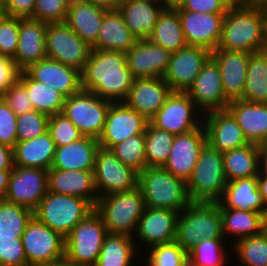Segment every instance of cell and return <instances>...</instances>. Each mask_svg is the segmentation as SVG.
Masks as SVG:
<instances>
[{
  "label": "cell",
  "instance_id": "1",
  "mask_svg": "<svg viewBox=\"0 0 267 266\" xmlns=\"http://www.w3.org/2000/svg\"><path fill=\"white\" fill-rule=\"evenodd\" d=\"M81 75V90L112 102H123L134 77L123 52L92 49Z\"/></svg>",
  "mask_w": 267,
  "mask_h": 266
},
{
  "label": "cell",
  "instance_id": "2",
  "mask_svg": "<svg viewBox=\"0 0 267 266\" xmlns=\"http://www.w3.org/2000/svg\"><path fill=\"white\" fill-rule=\"evenodd\" d=\"M266 42L263 5L230 6L222 25L218 49L259 52Z\"/></svg>",
  "mask_w": 267,
  "mask_h": 266
},
{
  "label": "cell",
  "instance_id": "3",
  "mask_svg": "<svg viewBox=\"0 0 267 266\" xmlns=\"http://www.w3.org/2000/svg\"><path fill=\"white\" fill-rule=\"evenodd\" d=\"M138 187L145 206L149 208L169 209L180 213L192 203L186 182L163 167H146L138 173Z\"/></svg>",
  "mask_w": 267,
  "mask_h": 266
},
{
  "label": "cell",
  "instance_id": "4",
  "mask_svg": "<svg viewBox=\"0 0 267 266\" xmlns=\"http://www.w3.org/2000/svg\"><path fill=\"white\" fill-rule=\"evenodd\" d=\"M222 219L217 202H192L177 219L176 238L187 253L204 239H224Z\"/></svg>",
  "mask_w": 267,
  "mask_h": 266
},
{
  "label": "cell",
  "instance_id": "5",
  "mask_svg": "<svg viewBox=\"0 0 267 266\" xmlns=\"http://www.w3.org/2000/svg\"><path fill=\"white\" fill-rule=\"evenodd\" d=\"M145 208L142 192L136 187L130 191L99 197L94 211L102 218L109 234L133 237Z\"/></svg>",
  "mask_w": 267,
  "mask_h": 266
},
{
  "label": "cell",
  "instance_id": "6",
  "mask_svg": "<svg viewBox=\"0 0 267 266\" xmlns=\"http://www.w3.org/2000/svg\"><path fill=\"white\" fill-rule=\"evenodd\" d=\"M92 211L94 207L87 200L48 191L33 211V216L66 238Z\"/></svg>",
  "mask_w": 267,
  "mask_h": 266
},
{
  "label": "cell",
  "instance_id": "7",
  "mask_svg": "<svg viewBox=\"0 0 267 266\" xmlns=\"http://www.w3.org/2000/svg\"><path fill=\"white\" fill-rule=\"evenodd\" d=\"M226 183L222 152L206 143L186 183L189 198L192 202H217Z\"/></svg>",
  "mask_w": 267,
  "mask_h": 266
},
{
  "label": "cell",
  "instance_id": "8",
  "mask_svg": "<svg viewBox=\"0 0 267 266\" xmlns=\"http://www.w3.org/2000/svg\"><path fill=\"white\" fill-rule=\"evenodd\" d=\"M108 234L102 218L92 211L65 238V256L77 266H95Z\"/></svg>",
  "mask_w": 267,
  "mask_h": 266
},
{
  "label": "cell",
  "instance_id": "9",
  "mask_svg": "<svg viewBox=\"0 0 267 266\" xmlns=\"http://www.w3.org/2000/svg\"><path fill=\"white\" fill-rule=\"evenodd\" d=\"M112 101L80 90L65 99L62 113L84 135L98 139L104 129Z\"/></svg>",
  "mask_w": 267,
  "mask_h": 266
},
{
  "label": "cell",
  "instance_id": "10",
  "mask_svg": "<svg viewBox=\"0 0 267 266\" xmlns=\"http://www.w3.org/2000/svg\"><path fill=\"white\" fill-rule=\"evenodd\" d=\"M47 58L83 71L92 48L64 22L48 23L46 30Z\"/></svg>",
  "mask_w": 267,
  "mask_h": 266
},
{
  "label": "cell",
  "instance_id": "11",
  "mask_svg": "<svg viewBox=\"0 0 267 266\" xmlns=\"http://www.w3.org/2000/svg\"><path fill=\"white\" fill-rule=\"evenodd\" d=\"M93 171L98 197L138 187V172L123 164L110 149L96 150Z\"/></svg>",
  "mask_w": 267,
  "mask_h": 266
},
{
  "label": "cell",
  "instance_id": "12",
  "mask_svg": "<svg viewBox=\"0 0 267 266\" xmlns=\"http://www.w3.org/2000/svg\"><path fill=\"white\" fill-rule=\"evenodd\" d=\"M199 111L185 92H172L165 104L149 119V123L176 136L195 130L203 124Z\"/></svg>",
  "mask_w": 267,
  "mask_h": 266
},
{
  "label": "cell",
  "instance_id": "13",
  "mask_svg": "<svg viewBox=\"0 0 267 266\" xmlns=\"http://www.w3.org/2000/svg\"><path fill=\"white\" fill-rule=\"evenodd\" d=\"M47 192L46 169L14 166L3 199L34 211Z\"/></svg>",
  "mask_w": 267,
  "mask_h": 266
},
{
  "label": "cell",
  "instance_id": "14",
  "mask_svg": "<svg viewBox=\"0 0 267 266\" xmlns=\"http://www.w3.org/2000/svg\"><path fill=\"white\" fill-rule=\"evenodd\" d=\"M28 266L50 262L65 255V238L34 216L21 237Z\"/></svg>",
  "mask_w": 267,
  "mask_h": 266
},
{
  "label": "cell",
  "instance_id": "15",
  "mask_svg": "<svg viewBox=\"0 0 267 266\" xmlns=\"http://www.w3.org/2000/svg\"><path fill=\"white\" fill-rule=\"evenodd\" d=\"M149 120L124 102H112L107 113L105 125L98 138L99 147L110 149L131 136L143 134Z\"/></svg>",
  "mask_w": 267,
  "mask_h": 266
},
{
  "label": "cell",
  "instance_id": "16",
  "mask_svg": "<svg viewBox=\"0 0 267 266\" xmlns=\"http://www.w3.org/2000/svg\"><path fill=\"white\" fill-rule=\"evenodd\" d=\"M179 15L187 46H200L214 51L222 36L226 13H202L174 8Z\"/></svg>",
  "mask_w": 267,
  "mask_h": 266
},
{
  "label": "cell",
  "instance_id": "17",
  "mask_svg": "<svg viewBox=\"0 0 267 266\" xmlns=\"http://www.w3.org/2000/svg\"><path fill=\"white\" fill-rule=\"evenodd\" d=\"M212 52L200 46H185L171 53L163 79L173 92H186L201 72Z\"/></svg>",
  "mask_w": 267,
  "mask_h": 266
},
{
  "label": "cell",
  "instance_id": "18",
  "mask_svg": "<svg viewBox=\"0 0 267 266\" xmlns=\"http://www.w3.org/2000/svg\"><path fill=\"white\" fill-rule=\"evenodd\" d=\"M206 143L203 124L195 130L176 135L163 168L187 183Z\"/></svg>",
  "mask_w": 267,
  "mask_h": 266
},
{
  "label": "cell",
  "instance_id": "19",
  "mask_svg": "<svg viewBox=\"0 0 267 266\" xmlns=\"http://www.w3.org/2000/svg\"><path fill=\"white\" fill-rule=\"evenodd\" d=\"M185 93L201 110V115L204 111L207 113L214 110H224L229 103L223 91L220 69L212 57L207 60Z\"/></svg>",
  "mask_w": 267,
  "mask_h": 266
},
{
  "label": "cell",
  "instance_id": "20",
  "mask_svg": "<svg viewBox=\"0 0 267 266\" xmlns=\"http://www.w3.org/2000/svg\"><path fill=\"white\" fill-rule=\"evenodd\" d=\"M203 114L202 118L206 117L202 121L205 122L203 126L207 143L219 152L223 153L249 144L242 128L227 109Z\"/></svg>",
  "mask_w": 267,
  "mask_h": 266
},
{
  "label": "cell",
  "instance_id": "21",
  "mask_svg": "<svg viewBox=\"0 0 267 266\" xmlns=\"http://www.w3.org/2000/svg\"><path fill=\"white\" fill-rule=\"evenodd\" d=\"M126 55L127 67L134 78L163 77L171 53L149 39L137 40Z\"/></svg>",
  "mask_w": 267,
  "mask_h": 266
},
{
  "label": "cell",
  "instance_id": "22",
  "mask_svg": "<svg viewBox=\"0 0 267 266\" xmlns=\"http://www.w3.org/2000/svg\"><path fill=\"white\" fill-rule=\"evenodd\" d=\"M246 51L215 49L211 57L216 61L220 72L225 98L230 102L243 98L249 57Z\"/></svg>",
  "mask_w": 267,
  "mask_h": 266
},
{
  "label": "cell",
  "instance_id": "23",
  "mask_svg": "<svg viewBox=\"0 0 267 266\" xmlns=\"http://www.w3.org/2000/svg\"><path fill=\"white\" fill-rule=\"evenodd\" d=\"M48 23L33 18H19L18 47L12 58L20 71L47 58L46 30Z\"/></svg>",
  "mask_w": 267,
  "mask_h": 266
},
{
  "label": "cell",
  "instance_id": "24",
  "mask_svg": "<svg viewBox=\"0 0 267 266\" xmlns=\"http://www.w3.org/2000/svg\"><path fill=\"white\" fill-rule=\"evenodd\" d=\"M172 92L162 77L135 78L123 102L149 120L165 104Z\"/></svg>",
  "mask_w": 267,
  "mask_h": 266
},
{
  "label": "cell",
  "instance_id": "25",
  "mask_svg": "<svg viewBox=\"0 0 267 266\" xmlns=\"http://www.w3.org/2000/svg\"><path fill=\"white\" fill-rule=\"evenodd\" d=\"M179 212L146 207L138 221L136 235L150 247L175 242Z\"/></svg>",
  "mask_w": 267,
  "mask_h": 266
},
{
  "label": "cell",
  "instance_id": "26",
  "mask_svg": "<svg viewBox=\"0 0 267 266\" xmlns=\"http://www.w3.org/2000/svg\"><path fill=\"white\" fill-rule=\"evenodd\" d=\"M48 191L51 193L77 196L95 207L98 193L95 187L93 170H62L50 168Z\"/></svg>",
  "mask_w": 267,
  "mask_h": 266
},
{
  "label": "cell",
  "instance_id": "27",
  "mask_svg": "<svg viewBox=\"0 0 267 266\" xmlns=\"http://www.w3.org/2000/svg\"><path fill=\"white\" fill-rule=\"evenodd\" d=\"M35 81L45 83L61 92L66 98L81 90V75L76 69L45 58L25 70Z\"/></svg>",
  "mask_w": 267,
  "mask_h": 266
},
{
  "label": "cell",
  "instance_id": "28",
  "mask_svg": "<svg viewBox=\"0 0 267 266\" xmlns=\"http://www.w3.org/2000/svg\"><path fill=\"white\" fill-rule=\"evenodd\" d=\"M226 109L232 114L249 143L267 144V103L243 99L230 101Z\"/></svg>",
  "mask_w": 267,
  "mask_h": 266
},
{
  "label": "cell",
  "instance_id": "29",
  "mask_svg": "<svg viewBox=\"0 0 267 266\" xmlns=\"http://www.w3.org/2000/svg\"><path fill=\"white\" fill-rule=\"evenodd\" d=\"M165 7L161 2L149 0H122L118 7L125 24L137 40L149 39L159 15Z\"/></svg>",
  "mask_w": 267,
  "mask_h": 266
},
{
  "label": "cell",
  "instance_id": "30",
  "mask_svg": "<svg viewBox=\"0 0 267 266\" xmlns=\"http://www.w3.org/2000/svg\"><path fill=\"white\" fill-rule=\"evenodd\" d=\"M217 203L220 209L256 211L267 218V207L258 189L257 176L227 182Z\"/></svg>",
  "mask_w": 267,
  "mask_h": 266
},
{
  "label": "cell",
  "instance_id": "31",
  "mask_svg": "<svg viewBox=\"0 0 267 266\" xmlns=\"http://www.w3.org/2000/svg\"><path fill=\"white\" fill-rule=\"evenodd\" d=\"M137 38L131 33L118 10H108L101 23L94 50H106L126 53L136 43Z\"/></svg>",
  "mask_w": 267,
  "mask_h": 266
},
{
  "label": "cell",
  "instance_id": "32",
  "mask_svg": "<svg viewBox=\"0 0 267 266\" xmlns=\"http://www.w3.org/2000/svg\"><path fill=\"white\" fill-rule=\"evenodd\" d=\"M56 151L49 132L34 139L18 141L13 147V164L18 167L50 169Z\"/></svg>",
  "mask_w": 267,
  "mask_h": 266
},
{
  "label": "cell",
  "instance_id": "33",
  "mask_svg": "<svg viewBox=\"0 0 267 266\" xmlns=\"http://www.w3.org/2000/svg\"><path fill=\"white\" fill-rule=\"evenodd\" d=\"M98 139L84 136L78 141L56 147L52 167L62 170H94Z\"/></svg>",
  "mask_w": 267,
  "mask_h": 266
},
{
  "label": "cell",
  "instance_id": "34",
  "mask_svg": "<svg viewBox=\"0 0 267 266\" xmlns=\"http://www.w3.org/2000/svg\"><path fill=\"white\" fill-rule=\"evenodd\" d=\"M108 9L83 2L68 8L65 22L90 47L98 38L103 17Z\"/></svg>",
  "mask_w": 267,
  "mask_h": 266
},
{
  "label": "cell",
  "instance_id": "35",
  "mask_svg": "<svg viewBox=\"0 0 267 266\" xmlns=\"http://www.w3.org/2000/svg\"><path fill=\"white\" fill-rule=\"evenodd\" d=\"M226 181L259 175L260 146L249 143L222 153Z\"/></svg>",
  "mask_w": 267,
  "mask_h": 266
},
{
  "label": "cell",
  "instance_id": "36",
  "mask_svg": "<svg viewBox=\"0 0 267 266\" xmlns=\"http://www.w3.org/2000/svg\"><path fill=\"white\" fill-rule=\"evenodd\" d=\"M220 212L223 235L237 237L235 242L260 234L267 228V218L262 213L238 209H220Z\"/></svg>",
  "mask_w": 267,
  "mask_h": 266
},
{
  "label": "cell",
  "instance_id": "37",
  "mask_svg": "<svg viewBox=\"0 0 267 266\" xmlns=\"http://www.w3.org/2000/svg\"><path fill=\"white\" fill-rule=\"evenodd\" d=\"M18 80L25 86L35 111L47 116L62 113L66 97L61 92L35 81L25 70L20 71Z\"/></svg>",
  "mask_w": 267,
  "mask_h": 266
},
{
  "label": "cell",
  "instance_id": "38",
  "mask_svg": "<svg viewBox=\"0 0 267 266\" xmlns=\"http://www.w3.org/2000/svg\"><path fill=\"white\" fill-rule=\"evenodd\" d=\"M149 40L170 53H175L187 46L178 12L165 8L159 15Z\"/></svg>",
  "mask_w": 267,
  "mask_h": 266
},
{
  "label": "cell",
  "instance_id": "39",
  "mask_svg": "<svg viewBox=\"0 0 267 266\" xmlns=\"http://www.w3.org/2000/svg\"><path fill=\"white\" fill-rule=\"evenodd\" d=\"M133 239L127 235L108 234L95 266H132L137 251Z\"/></svg>",
  "mask_w": 267,
  "mask_h": 266
},
{
  "label": "cell",
  "instance_id": "40",
  "mask_svg": "<svg viewBox=\"0 0 267 266\" xmlns=\"http://www.w3.org/2000/svg\"><path fill=\"white\" fill-rule=\"evenodd\" d=\"M243 100L267 103V65L257 52L249 57Z\"/></svg>",
  "mask_w": 267,
  "mask_h": 266
},
{
  "label": "cell",
  "instance_id": "41",
  "mask_svg": "<svg viewBox=\"0 0 267 266\" xmlns=\"http://www.w3.org/2000/svg\"><path fill=\"white\" fill-rule=\"evenodd\" d=\"M175 135L148 123L145 131L147 167H163L171 152Z\"/></svg>",
  "mask_w": 267,
  "mask_h": 266
},
{
  "label": "cell",
  "instance_id": "42",
  "mask_svg": "<svg viewBox=\"0 0 267 266\" xmlns=\"http://www.w3.org/2000/svg\"><path fill=\"white\" fill-rule=\"evenodd\" d=\"M32 217V210L1 199L0 237L21 238Z\"/></svg>",
  "mask_w": 267,
  "mask_h": 266
},
{
  "label": "cell",
  "instance_id": "43",
  "mask_svg": "<svg viewBox=\"0 0 267 266\" xmlns=\"http://www.w3.org/2000/svg\"><path fill=\"white\" fill-rule=\"evenodd\" d=\"M234 251L243 266H267V228L260 234L237 240Z\"/></svg>",
  "mask_w": 267,
  "mask_h": 266
},
{
  "label": "cell",
  "instance_id": "44",
  "mask_svg": "<svg viewBox=\"0 0 267 266\" xmlns=\"http://www.w3.org/2000/svg\"><path fill=\"white\" fill-rule=\"evenodd\" d=\"M110 150L125 165L140 173L147 167L145 157V133L127 138L113 145Z\"/></svg>",
  "mask_w": 267,
  "mask_h": 266
},
{
  "label": "cell",
  "instance_id": "45",
  "mask_svg": "<svg viewBox=\"0 0 267 266\" xmlns=\"http://www.w3.org/2000/svg\"><path fill=\"white\" fill-rule=\"evenodd\" d=\"M221 243L222 239L199 241L188 252V257L196 266H224L226 254Z\"/></svg>",
  "mask_w": 267,
  "mask_h": 266
},
{
  "label": "cell",
  "instance_id": "46",
  "mask_svg": "<svg viewBox=\"0 0 267 266\" xmlns=\"http://www.w3.org/2000/svg\"><path fill=\"white\" fill-rule=\"evenodd\" d=\"M47 131L56 147L68 145L84 137L63 113L49 116Z\"/></svg>",
  "mask_w": 267,
  "mask_h": 266
},
{
  "label": "cell",
  "instance_id": "47",
  "mask_svg": "<svg viewBox=\"0 0 267 266\" xmlns=\"http://www.w3.org/2000/svg\"><path fill=\"white\" fill-rule=\"evenodd\" d=\"M49 116L29 111L17 116V142L34 139L47 132Z\"/></svg>",
  "mask_w": 267,
  "mask_h": 266
},
{
  "label": "cell",
  "instance_id": "48",
  "mask_svg": "<svg viewBox=\"0 0 267 266\" xmlns=\"http://www.w3.org/2000/svg\"><path fill=\"white\" fill-rule=\"evenodd\" d=\"M148 266H180L188 253L176 242L151 247Z\"/></svg>",
  "mask_w": 267,
  "mask_h": 266
},
{
  "label": "cell",
  "instance_id": "49",
  "mask_svg": "<svg viewBox=\"0 0 267 266\" xmlns=\"http://www.w3.org/2000/svg\"><path fill=\"white\" fill-rule=\"evenodd\" d=\"M0 266H28L21 238L0 237Z\"/></svg>",
  "mask_w": 267,
  "mask_h": 266
},
{
  "label": "cell",
  "instance_id": "50",
  "mask_svg": "<svg viewBox=\"0 0 267 266\" xmlns=\"http://www.w3.org/2000/svg\"><path fill=\"white\" fill-rule=\"evenodd\" d=\"M19 18L6 16L0 23V55L13 58L18 47Z\"/></svg>",
  "mask_w": 267,
  "mask_h": 266
},
{
  "label": "cell",
  "instance_id": "51",
  "mask_svg": "<svg viewBox=\"0 0 267 266\" xmlns=\"http://www.w3.org/2000/svg\"><path fill=\"white\" fill-rule=\"evenodd\" d=\"M67 10L63 0H36L33 19L46 23L64 22Z\"/></svg>",
  "mask_w": 267,
  "mask_h": 266
},
{
  "label": "cell",
  "instance_id": "52",
  "mask_svg": "<svg viewBox=\"0 0 267 266\" xmlns=\"http://www.w3.org/2000/svg\"><path fill=\"white\" fill-rule=\"evenodd\" d=\"M11 110L18 116L34 111L25 86L17 79L1 96Z\"/></svg>",
  "mask_w": 267,
  "mask_h": 266
},
{
  "label": "cell",
  "instance_id": "53",
  "mask_svg": "<svg viewBox=\"0 0 267 266\" xmlns=\"http://www.w3.org/2000/svg\"><path fill=\"white\" fill-rule=\"evenodd\" d=\"M17 142V115L0 97V143L11 148Z\"/></svg>",
  "mask_w": 267,
  "mask_h": 266
},
{
  "label": "cell",
  "instance_id": "54",
  "mask_svg": "<svg viewBox=\"0 0 267 266\" xmlns=\"http://www.w3.org/2000/svg\"><path fill=\"white\" fill-rule=\"evenodd\" d=\"M183 10L202 13H227L230 5L226 0H184Z\"/></svg>",
  "mask_w": 267,
  "mask_h": 266
},
{
  "label": "cell",
  "instance_id": "55",
  "mask_svg": "<svg viewBox=\"0 0 267 266\" xmlns=\"http://www.w3.org/2000/svg\"><path fill=\"white\" fill-rule=\"evenodd\" d=\"M19 73L12 58L0 55V97L18 79Z\"/></svg>",
  "mask_w": 267,
  "mask_h": 266
},
{
  "label": "cell",
  "instance_id": "56",
  "mask_svg": "<svg viewBox=\"0 0 267 266\" xmlns=\"http://www.w3.org/2000/svg\"><path fill=\"white\" fill-rule=\"evenodd\" d=\"M9 16L33 18L36 0H1Z\"/></svg>",
  "mask_w": 267,
  "mask_h": 266
},
{
  "label": "cell",
  "instance_id": "57",
  "mask_svg": "<svg viewBox=\"0 0 267 266\" xmlns=\"http://www.w3.org/2000/svg\"><path fill=\"white\" fill-rule=\"evenodd\" d=\"M13 167V148L0 143V170H12Z\"/></svg>",
  "mask_w": 267,
  "mask_h": 266
},
{
  "label": "cell",
  "instance_id": "58",
  "mask_svg": "<svg viewBox=\"0 0 267 266\" xmlns=\"http://www.w3.org/2000/svg\"><path fill=\"white\" fill-rule=\"evenodd\" d=\"M86 2L104 7L108 10H117L122 0H86Z\"/></svg>",
  "mask_w": 267,
  "mask_h": 266
},
{
  "label": "cell",
  "instance_id": "59",
  "mask_svg": "<svg viewBox=\"0 0 267 266\" xmlns=\"http://www.w3.org/2000/svg\"><path fill=\"white\" fill-rule=\"evenodd\" d=\"M10 174L11 170H0V200L3 199L6 194Z\"/></svg>",
  "mask_w": 267,
  "mask_h": 266
},
{
  "label": "cell",
  "instance_id": "60",
  "mask_svg": "<svg viewBox=\"0 0 267 266\" xmlns=\"http://www.w3.org/2000/svg\"><path fill=\"white\" fill-rule=\"evenodd\" d=\"M257 185L264 204L267 207V175H263L259 172V175L257 176Z\"/></svg>",
  "mask_w": 267,
  "mask_h": 266
},
{
  "label": "cell",
  "instance_id": "61",
  "mask_svg": "<svg viewBox=\"0 0 267 266\" xmlns=\"http://www.w3.org/2000/svg\"><path fill=\"white\" fill-rule=\"evenodd\" d=\"M34 266H77L65 255L50 262L40 263Z\"/></svg>",
  "mask_w": 267,
  "mask_h": 266
},
{
  "label": "cell",
  "instance_id": "62",
  "mask_svg": "<svg viewBox=\"0 0 267 266\" xmlns=\"http://www.w3.org/2000/svg\"><path fill=\"white\" fill-rule=\"evenodd\" d=\"M259 172L267 175V144L260 146Z\"/></svg>",
  "mask_w": 267,
  "mask_h": 266
},
{
  "label": "cell",
  "instance_id": "63",
  "mask_svg": "<svg viewBox=\"0 0 267 266\" xmlns=\"http://www.w3.org/2000/svg\"><path fill=\"white\" fill-rule=\"evenodd\" d=\"M230 6H256L261 5V0H226Z\"/></svg>",
  "mask_w": 267,
  "mask_h": 266
},
{
  "label": "cell",
  "instance_id": "64",
  "mask_svg": "<svg viewBox=\"0 0 267 266\" xmlns=\"http://www.w3.org/2000/svg\"><path fill=\"white\" fill-rule=\"evenodd\" d=\"M160 2L165 8L174 9L176 7H179L184 2V0H160Z\"/></svg>",
  "mask_w": 267,
  "mask_h": 266
},
{
  "label": "cell",
  "instance_id": "65",
  "mask_svg": "<svg viewBox=\"0 0 267 266\" xmlns=\"http://www.w3.org/2000/svg\"><path fill=\"white\" fill-rule=\"evenodd\" d=\"M265 60L267 65V42H265L258 52Z\"/></svg>",
  "mask_w": 267,
  "mask_h": 266
},
{
  "label": "cell",
  "instance_id": "66",
  "mask_svg": "<svg viewBox=\"0 0 267 266\" xmlns=\"http://www.w3.org/2000/svg\"><path fill=\"white\" fill-rule=\"evenodd\" d=\"M63 2L67 6V8H69L71 6L78 5L79 3L86 2V0H63Z\"/></svg>",
  "mask_w": 267,
  "mask_h": 266
},
{
  "label": "cell",
  "instance_id": "67",
  "mask_svg": "<svg viewBox=\"0 0 267 266\" xmlns=\"http://www.w3.org/2000/svg\"><path fill=\"white\" fill-rule=\"evenodd\" d=\"M8 16L6 12V8L3 4V2L0 0V23L4 20V18Z\"/></svg>",
  "mask_w": 267,
  "mask_h": 266
},
{
  "label": "cell",
  "instance_id": "68",
  "mask_svg": "<svg viewBox=\"0 0 267 266\" xmlns=\"http://www.w3.org/2000/svg\"><path fill=\"white\" fill-rule=\"evenodd\" d=\"M264 15H265V32H266V42H267V3L263 4Z\"/></svg>",
  "mask_w": 267,
  "mask_h": 266
},
{
  "label": "cell",
  "instance_id": "69",
  "mask_svg": "<svg viewBox=\"0 0 267 266\" xmlns=\"http://www.w3.org/2000/svg\"><path fill=\"white\" fill-rule=\"evenodd\" d=\"M180 266H196L193 261L187 257L185 261Z\"/></svg>",
  "mask_w": 267,
  "mask_h": 266
},
{
  "label": "cell",
  "instance_id": "70",
  "mask_svg": "<svg viewBox=\"0 0 267 266\" xmlns=\"http://www.w3.org/2000/svg\"><path fill=\"white\" fill-rule=\"evenodd\" d=\"M264 3H267V0H261V5H263Z\"/></svg>",
  "mask_w": 267,
  "mask_h": 266
},
{
  "label": "cell",
  "instance_id": "71",
  "mask_svg": "<svg viewBox=\"0 0 267 266\" xmlns=\"http://www.w3.org/2000/svg\"><path fill=\"white\" fill-rule=\"evenodd\" d=\"M149 1H155V2H160V0H149Z\"/></svg>",
  "mask_w": 267,
  "mask_h": 266
}]
</instances>
